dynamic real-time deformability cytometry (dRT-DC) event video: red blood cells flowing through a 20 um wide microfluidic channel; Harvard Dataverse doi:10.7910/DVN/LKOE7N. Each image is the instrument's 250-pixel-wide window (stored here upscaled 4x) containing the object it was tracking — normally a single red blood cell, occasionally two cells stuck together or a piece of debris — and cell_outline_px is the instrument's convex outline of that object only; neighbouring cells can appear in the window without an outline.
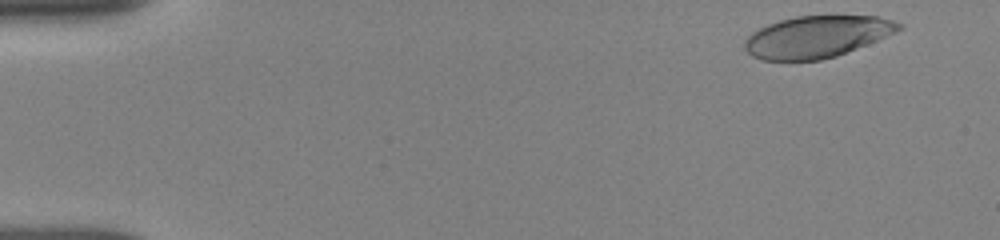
{"species": "human", "species_latin": "Homo sapiens", "temperature_condition": "room temperature", "stored_images_in_passage": 40, "camera_frame_rate_fps": 3000, "um_per_image_px": 0.085, "donor": {"sex": "female"}, "frame": {"image": 1, "passage_image": 1, "time_ms": 0.0, "image_size_px": [1000, 240], "cell_outline_px": [[904, 28], [876, 40], [836, 56], [820, 60], [760, 60], [752, 56], [744, 48], [744, 40], [752, 32], [768, 24], [780, 20], [796, 16], [876, 16], [892, 20], [900, 24]], "centroid_in_image_um": [69.39, 3.12], "position_along_channel_um": 15.6, "area_um2": 37.17}}
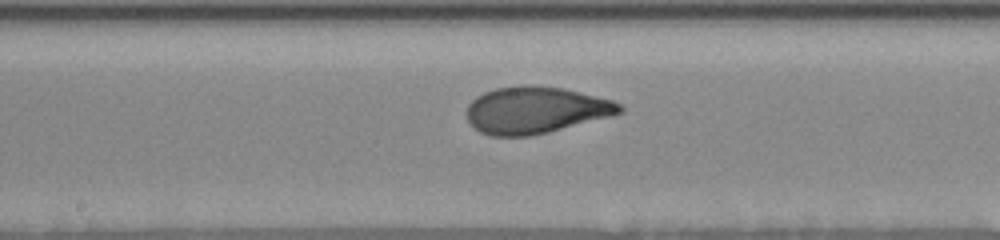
{"frame": {"image": 2, "passage_image": 20, "time_ms": 8.0, "image_size_px": [1000, 240], "cell_outline_px": [[624, 112], [612, 116], [532, 136], [488, 136], [480, 132], [468, 120], [468, 104], [476, 96], [484, 92], [496, 88], [520, 84], [564, 88], [612, 100], [620, 104], [624, 108]], "centroid_in_image_um": [45.54, 9.35], "position_along_channel_um": 202.7, "area_um2": 41.79}}
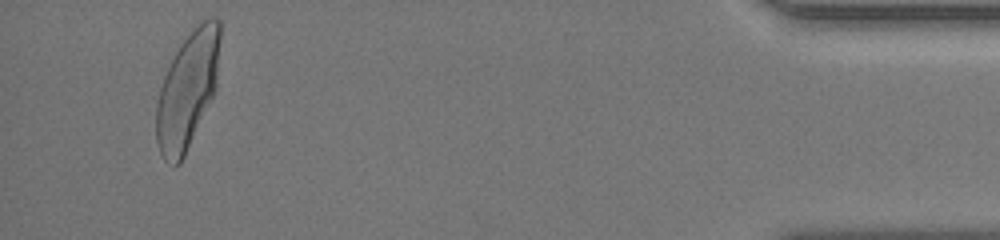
{"frame": {"image": 3, "passage_image": 39, "time_ms": 15.333, "image_size_px": [1000, 240], "cell_outline_px": [[220, 40], [216, 88], [184, 156], [180, 164], [176, 164], [164, 160], [160, 152], [156, 140], [156, 104], [160, 88], [164, 76], [180, 44], [192, 24], [208, 16], [216, 16], [220, 20]], "centroid_in_image_um": [15.95, 7.54], "position_along_channel_um": 419.3, "area_um2": 43.41}, "authors_computed_cell_mechanics": {"area_um2": 41.0958, "velocity_mm_per_s": 3.8403, "shape_relaxation_time_tau1_ms": 3.4978, "shape_relaxation_time_tau2_ms": null, "deformation_change_tau1": 0.1648, "deformation_change_tau2": null}}